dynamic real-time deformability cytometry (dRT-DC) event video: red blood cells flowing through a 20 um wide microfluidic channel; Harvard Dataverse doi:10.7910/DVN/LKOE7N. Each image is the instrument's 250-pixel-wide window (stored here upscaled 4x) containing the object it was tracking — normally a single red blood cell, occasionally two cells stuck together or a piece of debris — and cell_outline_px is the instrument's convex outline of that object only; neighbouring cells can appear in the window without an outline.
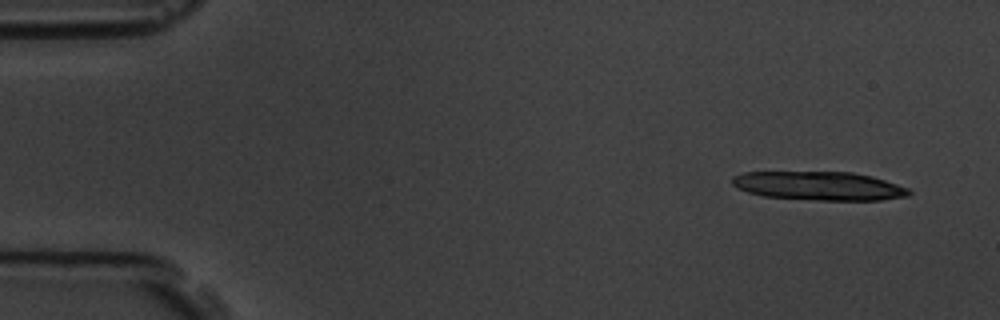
{"species": "common noctule bat (a hibernating species)", "species_latin": "Nyctalus noctula", "temperature_condition": "room temperature", "stored_images_in_passage": 4, "camera_frame_rate_fps": 3000, "um_per_image_px": 0.085, "animal": {"sex": "male", "body_mass_g": 19.5, "forearm_length_mm": 54.6}, "frame": {"image": 1, "passage_image": 1, "time_ms": 0.0, "image_size_px": [1000, 320], "cell_outline_px": [[912, 192], [908, 196], [880, 200], [816, 200], [764, 196], [748, 192], [736, 188], [732, 184], [732, 176], [744, 172], [852, 172], [872, 176], [908, 188]], "centroid_in_image_um": [69.6, 15.8], "position_along_channel_um": 15.4, "area_um2": 29.54}}